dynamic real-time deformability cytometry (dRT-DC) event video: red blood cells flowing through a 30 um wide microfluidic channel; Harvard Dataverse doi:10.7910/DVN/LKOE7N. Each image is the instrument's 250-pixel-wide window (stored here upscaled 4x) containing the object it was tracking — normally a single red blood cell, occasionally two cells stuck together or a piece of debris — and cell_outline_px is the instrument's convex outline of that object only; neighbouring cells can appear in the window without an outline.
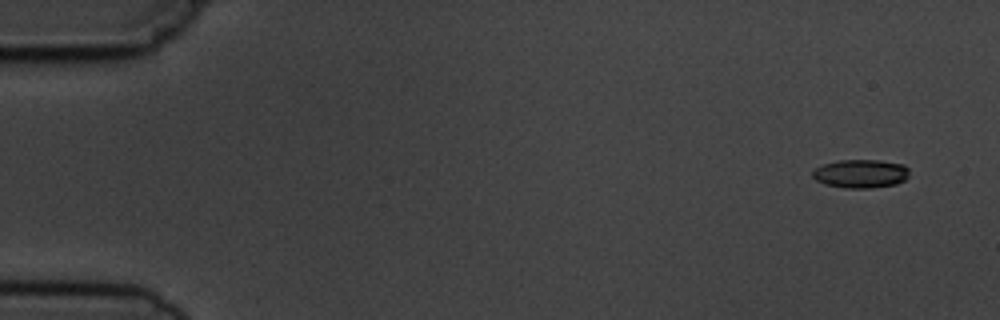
{"species": "common noctule bat (a hibernating species)", "species_latin": "Nyctalus noctula", "temperature_condition": "cold", "stored_images_in_passage": 4, "camera_frame_rate_fps": 3000, "um_per_image_px": 0.085, "animal": {"sex": "male", "body_mass_g": 19.5, "forearm_length_mm": 54.6}, "frame": {"image": 1, "passage_image": 1, "time_ms": 0.0, "image_size_px": [1000, 320], "cell_outline_px": [[908, 176], [904, 180], [896, 184], [872, 188], [844, 188], [824, 184], [816, 180], [812, 176], [812, 172], [816, 168], [824, 164], [840, 160], [880, 160], [904, 164], [908, 168]], "centroid_in_image_um": [73.17, 14.76], "position_along_channel_um": 11.8, "area_um2": 16.13}}